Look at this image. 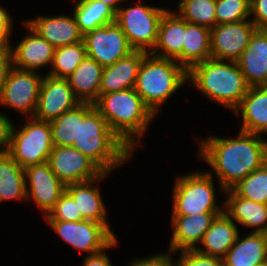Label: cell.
<instances>
[{
	"mask_svg": "<svg viewBox=\"0 0 267 266\" xmlns=\"http://www.w3.org/2000/svg\"><path fill=\"white\" fill-rule=\"evenodd\" d=\"M201 138H195L199 142L197 157L210 166L212 172L209 169L208 172L213 177L217 176L221 195L267 162L264 136L239 130L234 137L208 135Z\"/></svg>",
	"mask_w": 267,
	"mask_h": 266,
	"instance_id": "6da1fadb",
	"label": "cell"
},
{
	"mask_svg": "<svg viewBox=\"0 0 267 266\" xmlns=\"http://www.w3.org/2000/svg\"><path fill=\"white\" fill-rule=\"evenodd\" d=\"M72 147L91 159L104 173L119 170L134 156L91 103L79 104L78 140Z\"/></svg>",
	"mask_w": 267,
	"mask_h": 266,
	"instance_id": "7a4b0ae2",
	"label": "cell"
},
{
	"mask_svg": "<svg viewBox=\"0 0 267 266\" xmlns=\"http://www.w3.org/2000/svg\"><path fill=\"white\" fill-rule=\"evenodd\" d=\"M94 106L133 153L142 146L144 134L157 118L134 88L99 95Z\"/></svg>",
	"mask_w": 267,
	"mask_h": 266,
	"instance_id": "3957f363",
	"label": "cell"
},
{
	"mask_svg": "<svg viewBox=\"0 0 267 266\" xmlns=\"http://www.w3.org/2000/svg\"><path fill=\"white\" fill-rule=\"evenodd\" d=\"M188 83L206 99L233 112L249 86L236 61L209 58L188 71Z\"/></svg>",
	"mask_w": 267,
	"mask_h": 266,
	"instance_id": "277c9868",
	"label": "cell"
},
{
	"mask_svg": "<svg viewBox=\"0 0 267 266\" xmlns=\"http://www.w3.org/2000/svg\"><path fill=\"white\" fill-rule=\"evenodd\" d=\"M188 83V71L174 59L148 53L138 71L135 91L157 117L161 107Z\"/></svg>",
	"mask_w": 267,
	"mask_h": 266,
	"instance_id": "5b68a950",
	"label": "cell"
},
{
	"mask_svg": "<svg viewBox=\"0 0 267 266\" xmlns=\"http://www.w3.org/2000/svg\"><path fill=\"white\" fill-rule=\"evenodd\" d=\"M172 186L171 215H196L204 212H224V201L218 204L215 177L207 170L176 175ZM216 186V187H215ZM217 197V198H216Z\"/></svg>",
	"mask_w": 267,
	"mask_h": 266,
	"instance_id": "8992f818",
	"label": "cell"
},
{
	"mask_svg": "<svg viewBox=\"0 0 267 266\" xmlns=\"http://www.w3.org/2000/svg\"><path fill=\"white\" fill-rule=\"evenodd\" d=\"M125 6L122 4L117 10L115 22L134 50L150 53L156 45L160 20L168 10L167 7L145 5L138 0L134 5Z\"/></svg>",
	"mask_w": 267,
	"mask_h": 266,
	"instance_id": "52a82bcc",
	"label": "cell"
},
{
	"mask_svg": "<svg viewBox=\"0 0 267 266\" xmlns=\"http://www.w3.org/2000/svg\"><path fill=\"white\" fill-rule=\"evenodd\" d=\"M24 121L19 128L13 124L8 150V154L23 169L47 162L54 147L50 122L34 117H25Z\"/></svg>",
	"mask_w": 267,
	"mask_h": 266,
	"instance_id": "ba28073f",
	"label": "cell"
},
{
	"mask_svg": "<svg viewBox=\"0 0 267 266\" xmlns=\"http://www.w3.org/2000/svg\"><path fill=\"white\" fill-rule=\"evenodd\" d=\"M57 236L69 244L73 250L85 253L86 256L102 252L116 237L99 222L81 220L60 221L44 220Z\"/></svg>",
	"mask_w": 267,
	"mask_h": 266,
	"instance_id": "9c48e42d",
	"label": "cell"
},
{
	"mask_svg": "<svg viewBox=\"0 0 267 266\" xmlns=\"http://www.w3.org/2000/svg\"><path fill=\"white\" fill-rule=\"evenodd\" d=\"M44 74L12 67L0 90V107L33 117L36 111L40 85Z\"/></svg>",
	"mask_w": 267,
	"mask_h": 266,
	"instance_id": "30bf717a",
	"label": "cell"
},
{
	"mask_svg": "<svg viewBox=\"0 0 267 266\" xmlns=\"http://www.w3.org/2000/svg\"><path fill=\"white\" fill-rule=\"evenodd\" d=\"M47 162L65 186L92 181L104 173L91 159L72 146H54Z\"/></svg>",
	"mask_w": 267,
	"mask_h": 266,
	"instance_id": "8fae6325",
	"label": "cell"
},
{
	"mask_svg": "<svg viewBox=\"0 0 267 266\" xmlns=\"http://www.w3.org/2000/svg\"><path fill=\"white\" fill-rule=\"evenodd\" d=\"M83 41L87 57L97 61L103 68L114 64L134 50L116 22L86 33Z\"/></svg>",
	"mask_w": 267,
	"mask_h": 266,
	"instance_id": "7c38bea8",
	"label": "cell"
},
{
	"mask_svg": "<svg viewBox=\"0 0 267 266\" xmlns=\"http://www.w3.org/2000/svg\"><path fill=\"white\" fill-rule=\"evenodd\" d=\"M27 201H33L45 217L65 192V185L52 172L48 162L24 168Z\"/></svg>",
	"mask_w": 267,
	"mask_h": 266,
	"instance_id": "4fadbf2b",
	"label": "cell"
},
{
	"mask_svg": "<svg viewBox=\"0 0 267 266\" xmlns=\"http://www.w3.org/2000/svg\"><path fill=\"white\" fill-rule=\"evenodd\" d=\"M80 103L67 78L45 74L40 85L38 103L33 117L50 122Z\"/></svg>",
	"mask_w": 267,
	"mask_h": 266,
	"instance_id": "5bb4252c",
	"label": "cell"
},
{
	"mask_svg": "<svg viewBox=\"0 0 267 266\" xmlns=\"http://www.w3.org/2000/svg\"><path fill=\"white\" fill-rule=\"evenodd\" d=\"M256 29L251 20L215 25L211 28V58L237 61Z\"/></svg>",
	"mask_w": 267,
	"mask_h": 266,
	"instance_id": "9a60e30c",
	"label": "cell"
},
{
	"mask_svg": "<svg viewBox=\"0 0 267 266\" xmlns=\"http://www.w3.org/2000/svg\"><path fill=\"white\" fill-rule=\"evenodd\" d=\"M26 33L21 40L11 46L13 67L21 70L37 71L50 67L55 48L38 34L26 21H22Z\"/></svg>",
	"mask_w": 267,
	"mask_h": 266,
	"instance_id": "2e32d148",
	"label": "cell"
},
{
	"mask_svg": "<svg viewBox=\"0 0 267 266\" xmlns=\"http://www.w3.org/2000/svg\"><path fill=\"white\" fill-rule=\"evenodd\" d=\"M223 212H204L196 215H171V238L168 250L176 254L196 250L215 218Z\"/></svg>",
	"mask_w": 267,
	"mask_h": 266,
	"instance_id": "e0dca14e",
	"label": "cell"
},
{
	"mask_svg": "<svg viewBox=\"0 0 267 266\" xmlns=\"http://www.w3.org/2000/svg\"><path fill=\"white\" fill-rule=\"evenodd\" d=\"M110 175L111 173H103L92 181L66 185L65 191L77 204L78 213H81L84 220L102 223L117 238L111 230L107 206L104 204L102 191L99 187L100 183L104 182Z\"/></svg>",
	"mask_w": 267,
	"mask_h": 266,
	"instance_id": "ac0fdd59",
	"label": "cell"
},
{
	"mask_svg": "<svg viewBox=\"0 0 267 266\" xmlns=\"http://www.w3.org/2000/svg\"><path fill=\"white\" fill-rule=\"evenodd\" d=\"M25 21L54 48L83 41L74 15H38Z\"/></svg>",
	"mask_w": 267,
	"mask_h": 266,
	"instance_id": "d6986e66",
	"label": "cell"
},
{
	"mask_svg": "<svg viewBox=\"0 0 267 266\" xmlns=\"http://www.w3.org/2000/svg\"><path fill=\"white\" fill-rule=\"evenodd\" d=\"M236 62L249 87L267 85V30L254 31Z\"/></svg>",
	"mask_w": 267,
	"mask_h": 266,
	"instance_id": "ffe728a7",
	"label": "cell"
},
{
	"mask_svg": "<svg viewBox=\"0 0 267 266\" xmlns=\"http://www.w3.org/2000/svg\"><path fill=\"white\" fill-rule=\"evenodd\" d=\"M147 54L143 50H133L114 64L104 67L99 95L135 88L139 68Z\"/></svg>",
	"mask_w": 267,
	"mask_h": 266,
	"instance_id": "44dd1931",
	"label": "cell"
},
{
	"mask_svg": "<svg viewBox=\"0 0 267 266\" xmlns=\"http://www.w3.org/2000/svg\"><path fill=\"white\" fill-rule=\"evenodd\" d=\"M185 30L186 21L168 8L160 20L157 42L150 54L160 58L174 59L182 66Z\"/></svg>",
	"mask_w": 267,
	"mask_h": 266,
	"instance_id": "7402d4cb",
	"label": "cell"
},
{
	"mask_svg": "<svg viewBox=\"0 0 267 266\" xmlns=\"http://www.w3.org/2000/svg\"><path fill=\"white\" fill-rule=\"evenodd\" d=\"M233 113L239 118L241 116L239 130L265 137L267 135V85L249 87Z\"/></svg>",
	"mask_w": 267,
	"mask_h": 266,
	"instance_id": "603a6c76",
	"label": "cell"
},
{
	"mask_svg": "<svg viewBox=\"0 0 267 266\" xmlns=\"http://www.w3.org/2000/svg\"><path fill=\"white\" fill-rule=\"evenodd\" d=\"M224 212L243 228L267 234V204L239 197L232 189L224 193Z\"/></svg>",
	"mask_w": 267,
	"mask_h": 266,
	"instance_id": "cb8c5ba5",
	"label": "cell"
},
{
	"mask_svg": "<svg viewBox=\"0 0 267 266\" xmlns=\"http://www.w3.org/2000/svg\"><path fill=\"white\" fill-rule=\"evenodd\" d=\"M239 229L237 224L225 212L221 213L204 234L196 251L206 256L223 259L234 245L240 233Z\"/></svg>",
	"mask_w": 267,
	"mask_h": 266,
	"instance_id": "d4e9b609",
	"label": "cell"
},
{
	"mask_svg": "<svg viewBox=\"0 0 267 266\" xmlns=\"http://www.w3.org/2000/svg\"><path fill=\"white\" fill-rule=\"evenodd\" d=\"M247 234L243 237L241 232L239 233L234 245L223 258L225 266H263L266 264V234L253 232Z\"/></svg>",
	"mask_w": 267,
	"mask_h": 266,
	"instance_id": "484cf974",
	"label": "cell"
},
{
	"mask_svg": "<svg viewBox=\"0 0 267 266\" xmlns=\"http://www.w3.org/2000/svg\"><path fill=\"white\" fill-rule=\"evenodd\" d=\"M103 67L94 59L86 57L67 77L74 95L81 103L94 104L99 98Z\"/></svg>",
	"mask_w": 267,
	"mask_h": 266,
	"instance_id": "4316f807",
	"label": "cell"
},
{
	"mask_svg": "<svg viewBox=\"0 0 267 266\" xmlns=\"http://www.w3.org/2000/svg\"><path fill=\"white\" fill-rule=\"evenodd\" d=\"M209 58H211V29L186 21L182 66L189 71L194 65Z\"/></svg>",
	"mask_w": 267,
	"mask_h": 266,
	"instance_id": "83f0119b",
	"label": "cell"
},
{
	"mask_svg": "<svg viewBox=\"0 0 267 266\" xmlns=\"http://www.w3.org/2000/svg\"><path fill=\"white\" fill-rule=\"evenodd\" d=\"M27 201L24 169L8 154H0V204Z\"/></svg>",
	"mask_w": 267,
	"mask_h": 266,
	"instance_id": "f1b7e54d",
	"label": "cell"
},
{
	"mask_svg": "<svg viewBox=\"0 0 267 266\" xmlns=\"http://www.w3.org/2000/svg\"><path fill=\"white\" fill-rule=\"evenodd\" d=\"M73 15L83 35L95 28L115 22L116 13L97 0H76Z\"/></svg>",
	"mask_w": 267,
	"mask_h": 266,
	"instance_id": "f546056e",
	"label": "cell"
},
{
	"mask_svg": "<svg viewBox=\"0 0 267 266\" xmlns=\"http://www.w3.org/2000/svg\"><path fill=\"white\" fill-rule=\"evenodd\" d=\"M86 57L84 41L55 48L51 68L46 73L58 78H67Z\"/></svg>",
	"mask_w": 267,
	"mask_h": 266,
	"instance_id": "4dcf8cb0",
	"label": "cell"
},
{
	"mask_svg": "<svg viewBox=\"0 0 267 266\" xmlns=\"http://www.w3.org/2000/svg\"><path fill=\"white\" fill-rule=\"evenodd\" d=\"M174 11L185 21L213 28L216 25V0H179Z\"/></svg>",
	"mask_w": 267,
	"mask_h": 266,
	"instance_id": "1f68e13d",
	"label": "cell"
},
{
	"mask_svg": "<svg viewBox=\"0 0 267 266\" xmlns=\"http://www.w3.org/2000/svg\"><path fill=\"white\" fill-rule=\"evenodd\" d=\"M53 146H73L78 140L79 104L50 121Z\"/></svg>",
	"mask_w": 267,
	"mask_h": 266,
	"instance_id": "d6a6232c",
	"label": "cell"
},
{
	"mask_svg": "<svg viewBox=\"0 0 267 266\" xmlns=\"http://www.w3.org/2000/svg\"><path fill=\"white\" fill-rule=\"evenodd\" d=\"M232 190L239 197L267 204V162L242 179Z\"/></svg>",
	"mask_w": 267,
	"mask_h": 266,
	"instance_id": "836d02e7",
	"label": "cell"
},
{
	"mask_svg": "<svg viewBox=\"0 0 267 266\" xmlns=\"http://www.w3.org/2000/svg\"><path fill=\"white\" fill-rule=\"evenodd\" d=\"M216 25L250 20V0H216Z\"/></svg>",
	"mask_w": 267,
	"mask_h": 266,
	"instance_id": "e575fe53",
	"label": "cell"
},
{
	"mask_svg": "<svg viewBox=\"0 0 267 266\" xmlns=\"http://www.w3.org/2000/svg\"><path fill=\"white\" fill-rule=\"evenodd\" d=\"M44 220H60L78 222L84 220L81 213H78L77 204L65 191L56 202L49 213L43 217Z\"/></svg>",
	"mask_w": 267,
	"mask_h": 266,
	"instance_id": "d590c367",
	"label": "cell"
},
{
	"mask_svg": "<svg viewBox=\"0 0 267 266\" xmlns=\"http://www.w3.org/2000/svg\"><path fill=\"white\" fill-rule=\"evenodd\" d=\"M175 257L177 266H225L223 259L206 256L196 250H183Z\"/></svg>",
	"mask_w": 267,
	"mask_h": 266,
	"instance_id": "8d00e7d4",
	"label": "cell"
},
{
	"mask_svg": "<svg viewBox=\"0 0 267 266\" xmlns=\"http://www.w3.org/2000/svg\"><path fill=\"white\" fill-rule=\"evenodd\" d=\"M168 251V252H167ZM161 252L155 255H148V257H135L131 259L127 266H177L176 260L174 259L171 251Z\"/></svg>",
	"mask_w": 267,
	"mask_h": 266,
	"instance_id": "74e56055",
	"label": "cell"
},
{
	"mask_svg": "<svg viewBox=\"0 0 267 266\" xmlns=\"http://www.w3.org/2000/svg\"><path fill=\"white\" fill-rule=\"evenodd\" d=\"M250 20L257 29L267 30V0H250Z\"/></svg>",
	"mask_w": 267,
	"mask_h": 266,
	"instance_id": "f35d334b",
	"label": "cell"
},
{
	"mask_svg": "<svg viewBox=\"0 0 267 266\" xmlns=\"http://www.w3.org/2000/svg\"><path fill=\"white\" fill-rule=\"evenodd\" d=\"M12 18L7 8L0 5V44H11L13 28H15Z\"/></svg>",
	"mask_w": 267,
	"mask_h": 266,
	"instance_id": "ab89813d",
	"label": "cell"
},
{
	"mask_svg": "<svg viewBox=\"0 0 267 266\" xmlns=\"http://www.w3.org/2000/svg\"><path fill=\"white\" fill-rule=\"evenodd\" d=\"M14 122L7 114L0 111V154L8 153L11 140V130Z\"/></svg>",
	"mask_w": 267,
	"mask_h": 266,
	"instance_id": "60d3db41",
	"label": "cell"
},
{
	"mask_svg": "<svg viewBox=\"0 0 267 266\" xmlns=\"http://www.w3.org/2000/svg\"><path fill=\"white\" fill-rule=\"evenodd\" d=\"M118 243V238H116L107 248H105L102 252H99L94 255L85 256L81 262L82 266H113L109 255H107L106 251L110 249H115Z\"/></svg>",
	"mask_w": 267,
	"mask_h": 266,
	"instance_id": "b9f144b4",
	"label": "cell"
},
{
	"mask_svg": "<svg viewBox=\"0 0 267 266\" xmlns=\"http://www.w3.org/2000/svg\"><path fill=\"white\" fill-rule=\"evenodd\" d=\"M11 44H0V90L4 85L10 69L13 67Z\"/></svg>",
	"mask_w": 267,
	"mask_h": 266,
	"instance_id": "7bdbcfd3",
	"label": "cell"
},
{
	"mask_svg": "<svg viewBox=\"0 0 267 266\" xmlns=\"http://www.w3.org/2000/svg\"><path fill=\"white\" fill-rule=\"evenodd\" d=\"M97 1L103 2L105 5L109 6L116 13L119 7L123 3H125L124 1L126 0H97Z\"/></svg>",
	"mask_w": 267,
	"mask_h": 266,
	"instance_id": "ee69618b",
	"label": "cell"
},
{
	"mask_svg": "<svg viewBox=\"0 0 267 266\" xmlns=\"http://www.w3.org/2000/svg\"><path fill=\"white\" fill-rule=\"evenodd\" d=\"M265 263L267 265V234H266V244H265Z\"/></svg>",
	"mask_w": 267,
	"mask_h": 266,
	"instance_id": "f6af8a7d",
	"label": "cell"
}]
</instances>
